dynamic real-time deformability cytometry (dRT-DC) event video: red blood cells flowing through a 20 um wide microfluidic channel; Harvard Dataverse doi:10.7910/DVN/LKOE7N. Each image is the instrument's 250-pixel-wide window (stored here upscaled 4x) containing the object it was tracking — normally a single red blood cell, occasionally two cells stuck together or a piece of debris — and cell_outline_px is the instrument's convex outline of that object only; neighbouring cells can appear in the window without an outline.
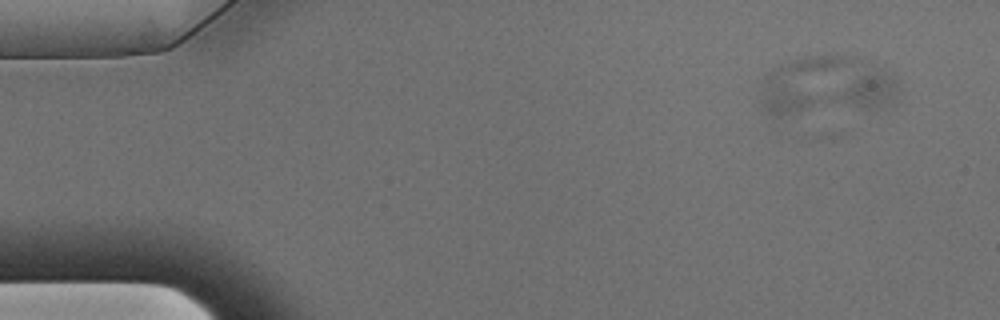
{"species": "Egyptian fruit bat (a non-hibernating species)", "species_latin": "Rousettus aegyptiacus", "temperature_condition": "warm", "stored_images_in_passage": 54, "camera_frame_rate_fps": 3000, "um_per_image_px": 0.085, "animal": {"sex": "male"}, "frame": {"image": 1, "passage_image": 1, "time_ms": 0.0, "image_size_px": [1000, 320], "cell_outline_px": [[900, 100], [896, 104], [884, 108], [860, 108], [828, 100], [828, 96], [872, 60], [884, 64], [892, 72], [900, 88]], "centroid_in_image_um": [73.88, 7.51], "position_along_channel_um": 11.1, "area_um2": 16.18}}
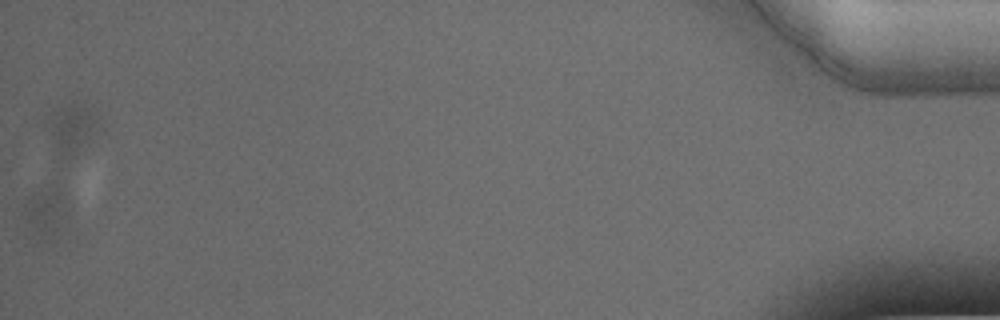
{"frame": {"image": 2, "passage_image": 54, "time_ms": 17.667, "image_size_px": [1000, 320], "cell_outline_px": [[68, 216], [56, 236], [52, 240], [28, 236], [20, 212], [28, 196], [52, 184], [56, 184], [60, 188], [68, 200]], "centroid_in_image_um": [3.84, 18.07], "position_along_channel_um": 431.4, "area_um2": 14.05}}